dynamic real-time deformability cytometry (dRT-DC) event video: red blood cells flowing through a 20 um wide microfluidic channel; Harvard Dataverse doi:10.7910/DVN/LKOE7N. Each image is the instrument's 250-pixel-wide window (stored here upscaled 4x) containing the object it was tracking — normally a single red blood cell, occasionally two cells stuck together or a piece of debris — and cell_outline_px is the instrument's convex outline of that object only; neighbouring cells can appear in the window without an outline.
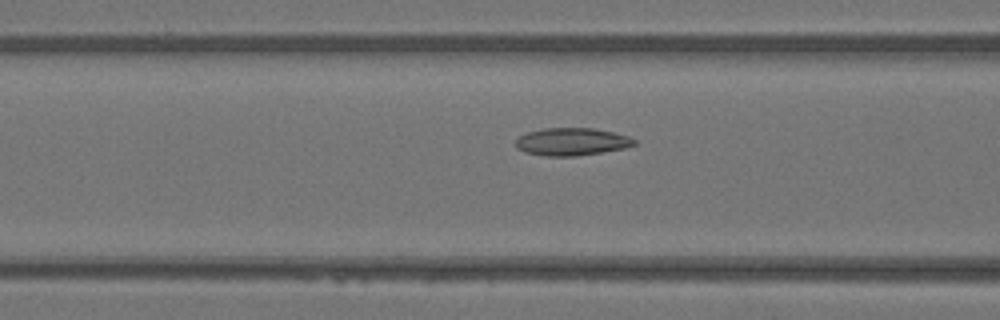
{"species": "Egyptian fruit bat (a non-hibernating species)", "species_latin": "Rousettus aegyptiacus", "temperature_condition": "warm", "stored_images_in_passage": 48, "camera_frame_rate_fps": 3000, "um_per_image_px": 0.085, "animal": {"sex": "female"}, "frame": {"image": 1, "passage_image": 20, "time_ms": 6.333, "image_size_px": [1000, 320], "cell_outline_px": [[636, 144], [628, 148], [576, 156], [544, 156], [524, 152], [516, 148], [516, 140], [520, 136], [528, 132], [544, 128], [592, 128], [612, 132], [628, 136], [636, 140]], "centroid_in_image_um": [48.61, 12.05], "position_along_channel_um": 118.0, "area_um2": 19.13}}
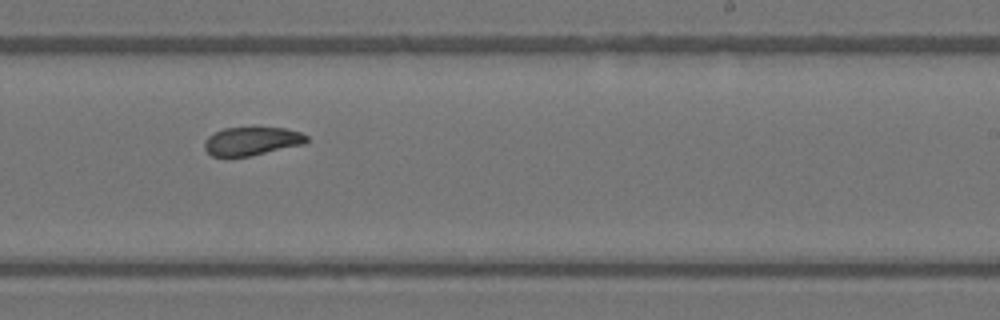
{"frame": {"image": 2, "passage_image": 31, "time_ms": 10.0, "image_size_px": [1000, 320], "cell_outline_px": [[308, 140], [304, 144], [252, 156], [212, 156], [204, 148], [204, 140], [208, 136], [224, 128], [252, 124], [284, 128], [300, 132], [308, 136]], "centroid_in_image_um": [21.41, 11.94], "position_along_channel_um": 267.6, "area_um2": 17.69}}
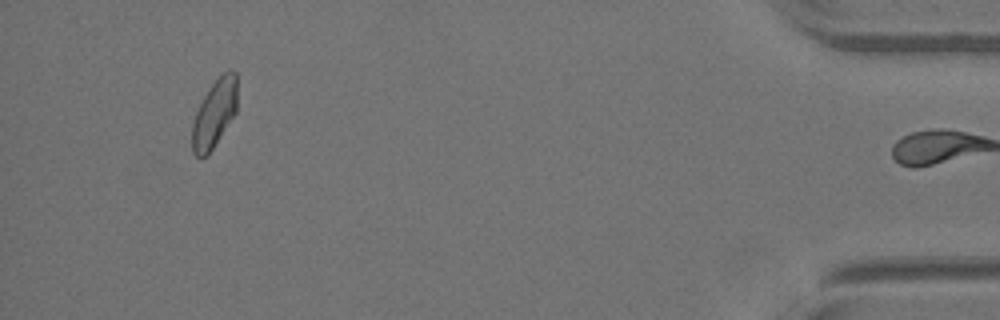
{"frame": {"image": 3, "passage_image": 47, "time_ms": 15.333, "image_size_px": [1000, 320], "cell_outline_px": [[236, 112], [212, 148], [200, 160], [192, 152], [192, 124], [196, 112], [204, 96], [212, 84], [228, 68], [232, 68], [236, 72]], "centroid_in_image_um": [18.22, 9.63], "position_along_channel_um": 417.0, "area_um2": 17.51}, "authors_computed_cell_mechanics": {"area_um2": 18.4671, "velocity_mm_per_s": 4.0952, "shape_relaxation_time_tau1_ms": null, "shape_relaxation_time_tau2_ms": 1.7406, "deformation_change_tau1": null, "deformation_change_tau2": 0.0578}}